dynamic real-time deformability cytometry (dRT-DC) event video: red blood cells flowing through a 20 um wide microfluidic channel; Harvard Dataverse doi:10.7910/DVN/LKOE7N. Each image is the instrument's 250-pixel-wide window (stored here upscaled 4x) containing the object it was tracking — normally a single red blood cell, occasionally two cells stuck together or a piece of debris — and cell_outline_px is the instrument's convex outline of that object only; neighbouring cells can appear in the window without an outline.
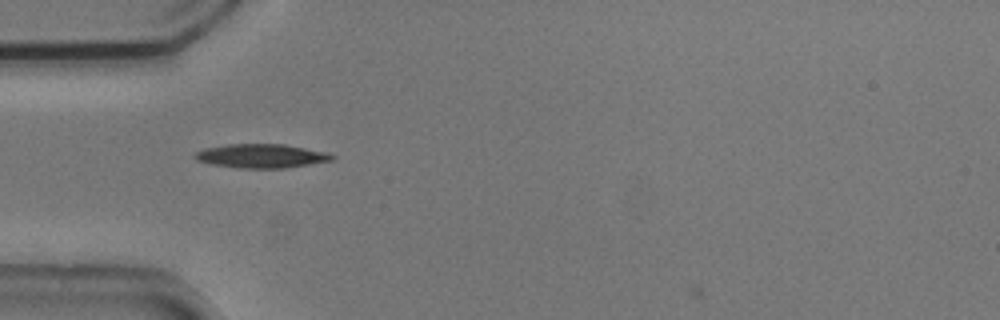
{"species": "common noctule bat (a hibernating species)", "species_latin": "Nyctalus noctula", "temperature_condition": "cold", "stored_images_in_passage": 27, "camera_frame_rate_fps": 3000, "um_per_image_px": 0.085, "animal": {"sex": "male", "body_mass_g": 20.5, "forearm_length_mm": 52.5}, "frame": {"image": 1, "passage_image": 1, "time_ms": 0.0, "image_size_px": [1000, 320], "cell_outline_px": [[336, 156], [332, 160], [284, 168], [240, 168], [212, 164], [196, 160], [192, 156], [196, 152], [204, 148], [228, 144], [284, 144], [328, 152]], "centroid_in_image_um": [22.2, 13.25], "position_along_channel_um": 62.8, "area_um2": 19.07}}
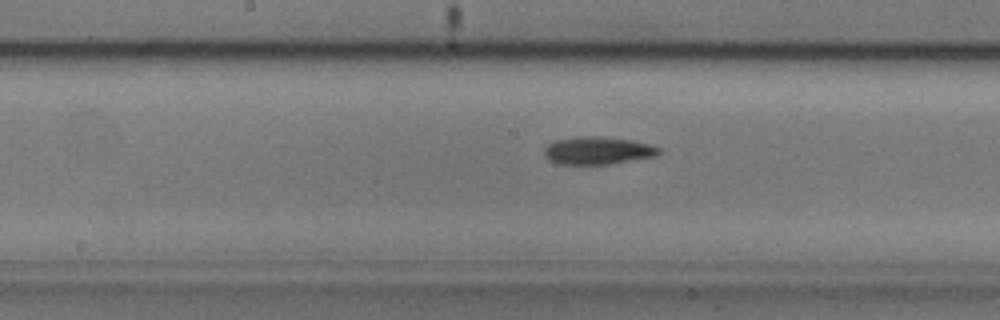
{"frame": {"image": 2, "passage_image": 12, "time_ms": 3.667, "image_size_px": [1000, 320], "cell_outline_px": [[664, 152], [656, 156], [608, 164], [556, 164], [548, 160], [544, 156], [544, 148], [552, 140], [580, 136], [596, 136], [632, 140], [652, 144], [660, 148]], "centroid_in_image_um": [50.8, 12.79], "position_along_channel_um": 197.4, "area_um2": 18.79}}